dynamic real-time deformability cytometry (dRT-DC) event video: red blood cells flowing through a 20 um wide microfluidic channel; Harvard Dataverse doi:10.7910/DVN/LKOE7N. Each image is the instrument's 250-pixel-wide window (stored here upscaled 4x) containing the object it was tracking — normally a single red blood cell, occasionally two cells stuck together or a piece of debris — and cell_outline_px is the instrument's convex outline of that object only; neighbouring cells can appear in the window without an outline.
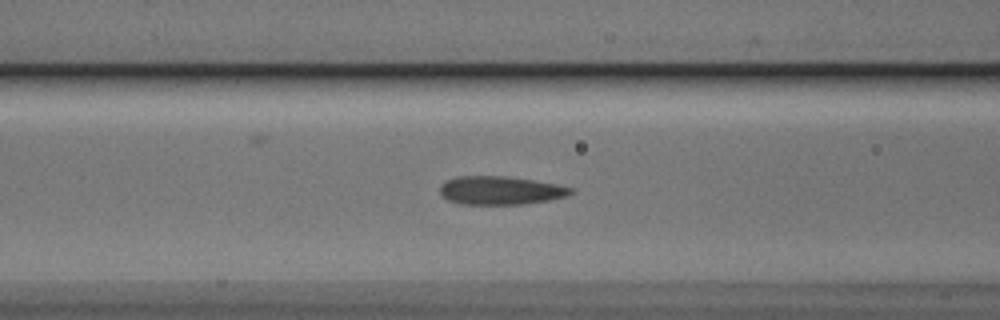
{"species": "Egyptian fruit bat (a non-hibernating species)", "species_latin": "Rousettus aegyptiacus", "temperature_condition": "cold", "stored_images_in_passage": 48, "segment_of_instrument_passage": [1, 2], "camera_frame_rate_fps": 3000, "um_per_image_px": 0.085, "animal": {"sex": "male"}, "frame": {"image": 1, "passage_image": 15, "time_ms": 4.667, "image_size_px": [1000, 320], "cell_outline_px": [[572, 192], [568, 196], [548, 200], [524, 204], [460, 204], [448, 200], [440, 196], [440, 184], [456, 176], [504, 176], [532, 180], [556, 184], [572, 188]], "centroid_in_image_um": [42.49, 16.19], "position_along_channel_um": 124.1, "area_um2": 21.62}}
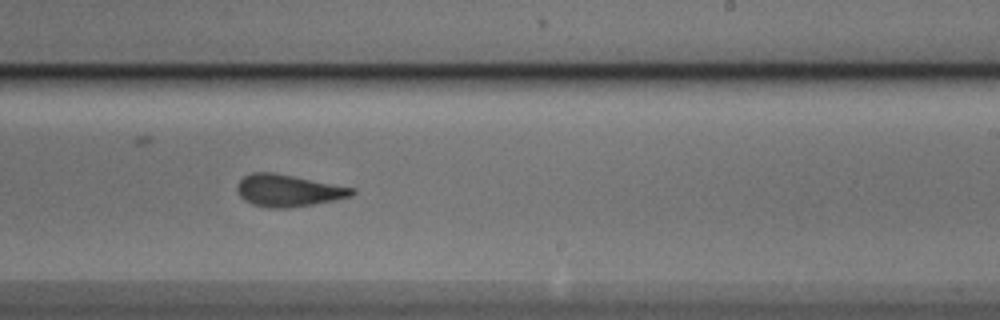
{"frame": {"image": 2, "passage_image": 26, "time_ms": 8.333, "image_size_px": [1000, 320], "cell_outline_px": [[356, 192], [352, 196], [312, 204], [288, 208], [272, 208], [252, 204], [244, 200], [240, 196], [236, 188], [236, 184], [244, 176], [252, 172], [272, 172], [356, 188]], "centroid_in_image_um": [24.48, 16.19], "position_along_channel_um": 264.5, "area_um2": 21.33}}
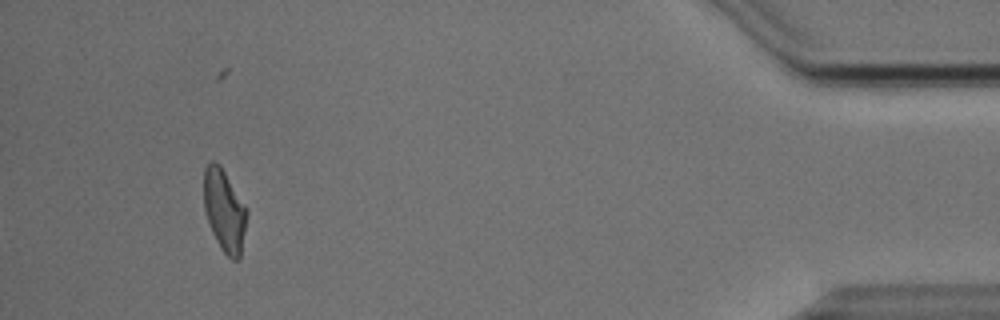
{"frame": {"image": 3, "passage_image": 43, "time_ms": 14.0, "image_size_px": [1000, 320], "cell_outline_px": [[248, 212], [240, 260], [232, 260], [220, 248], [212, 232], [204, 212], [204, 168], [212, 160], [220, 164], [248, 208]], "centroid_in_image_um": [19.09, 17.89], "position_along_channel_um": 416.1, "area_um2": 20.92}}